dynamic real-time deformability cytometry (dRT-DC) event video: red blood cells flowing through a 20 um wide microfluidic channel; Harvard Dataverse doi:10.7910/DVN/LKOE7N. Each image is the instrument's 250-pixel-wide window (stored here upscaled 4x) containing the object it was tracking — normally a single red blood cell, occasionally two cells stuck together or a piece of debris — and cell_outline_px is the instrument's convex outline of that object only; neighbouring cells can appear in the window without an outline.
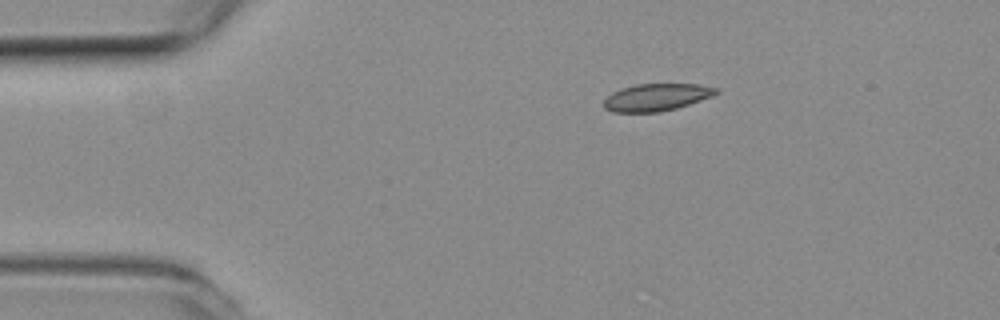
{"species": "common noctule bat (a hibernating species)", "species_latin": "Nyctalus noctula", "temperature_condition": "room temperature", "stored_images_in_passage": 15, "camera_frame_rate_fps": 3000, "um_per_image_px": 0.085, "animal": {"sex": "female", "body_mass_g": 19.3, "forearm_length_mm": 54.1}, "frame": {"image": 1, "passage_image": 1, "time_ms": 0.0, "image_size_px": [1000, 320], "cell_outline_px": [[720, 92], [712, 96], [676, 108], [660, 112], [612, 112], [604, 108], [604, 100], [612, 92], [636, 84], [700, 84], [716, 88]], "centroid_in_image_um": [55.8, 8.27], "position_along_channel_um": 29.2, "area_um2": 17.69}}
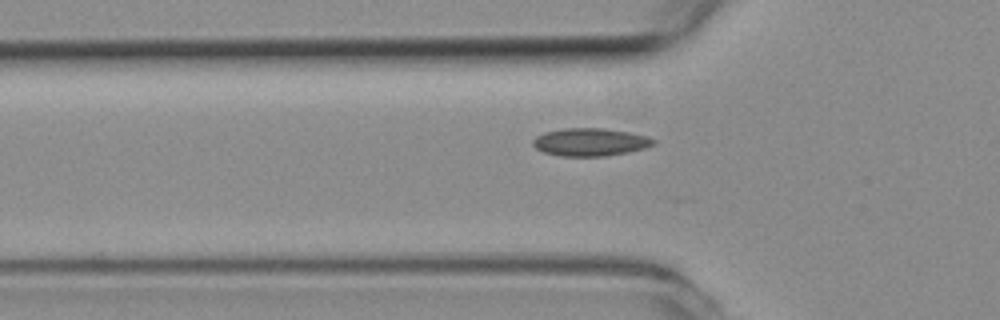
{"frame": {"image": 2, "passage_image": 9, "time_ms": 2.667, "image_size_px": [1000, 320], "cell_outline_px": [[656, 140], [652, 144], [644, 148], [628, 152], [604, 156], [560, 156], [544, 152], [536, 148], [532, 144], [532, 140], [536, 136], [544, 132], [564, 128], [604, 128], [628, 132], [648, 136]], "centroid_in_image_um": [50.14, 12.07], "position_along_channel_um": 75.7, "area_um2": 19.48}}
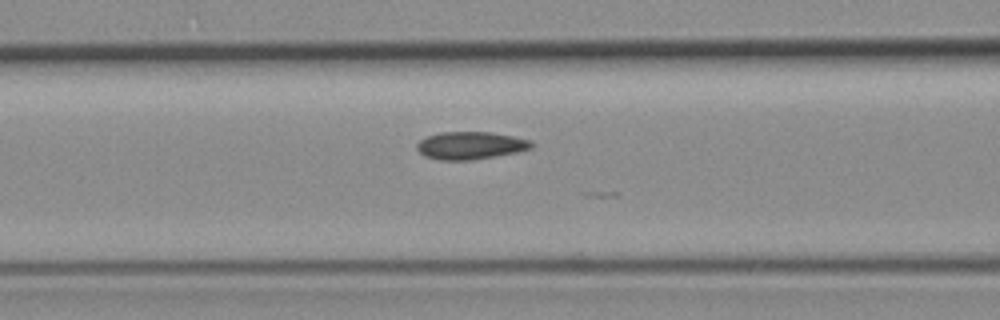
{"frame": {"image": 3, "passage_image": 13, "time_ms": 4.0, "image_size_px": [1000, 320], "cell_outline_px": [[536, 144], [532, 148], [516, 152], [496, 156], [468, 160], [440, 160], [424, 156], [416, 148], [416, 144], [420, 140], [428, 136], [440, 132], [488, 132], [512, 136], [532, 140]], "centroid_in_image_um": [40.01, 12.36], "position_along_channel_um": 126.6, "area_um2": 18.44}}